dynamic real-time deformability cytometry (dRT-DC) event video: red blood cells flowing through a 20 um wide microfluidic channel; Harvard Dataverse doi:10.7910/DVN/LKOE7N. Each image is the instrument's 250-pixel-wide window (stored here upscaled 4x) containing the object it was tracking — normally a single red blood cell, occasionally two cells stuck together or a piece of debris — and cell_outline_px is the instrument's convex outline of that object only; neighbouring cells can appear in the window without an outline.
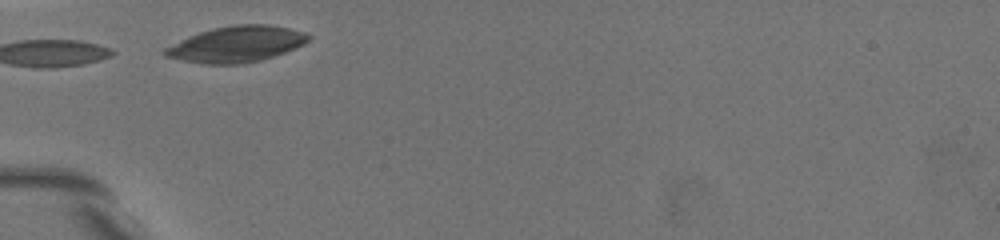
{"species": "common noctule bat (a hibernating species)", "species_latin": "Nyctalus noctula", "temperature_condition": "warm", "stored_images_in_passage": 3, "camera_frame_rate_fps": 3000, "um_per_image_px": 0.085, "animal": {"sex": "female", "body_mass_g": 19.5, "forearm_length_mm": 54.1}, "frame": {"image": 1, "passage_image": 1, "time_ms": 0.0, "image_size_px": [1000, 240], "cell_outline_px": [[312, 36], [304, 44], [296, 48], [260, 60], [240, 64], [204, 64], [164, 56], [160, 52], [164, 48], [200, 32], [212, 28], [236, 24], [268, 24], [288, 28], [304, 32]], "centroid_in_image_um": [20.11, 3.75], "position_along_channel_um": 64.9, "area_um2": 29.82}}